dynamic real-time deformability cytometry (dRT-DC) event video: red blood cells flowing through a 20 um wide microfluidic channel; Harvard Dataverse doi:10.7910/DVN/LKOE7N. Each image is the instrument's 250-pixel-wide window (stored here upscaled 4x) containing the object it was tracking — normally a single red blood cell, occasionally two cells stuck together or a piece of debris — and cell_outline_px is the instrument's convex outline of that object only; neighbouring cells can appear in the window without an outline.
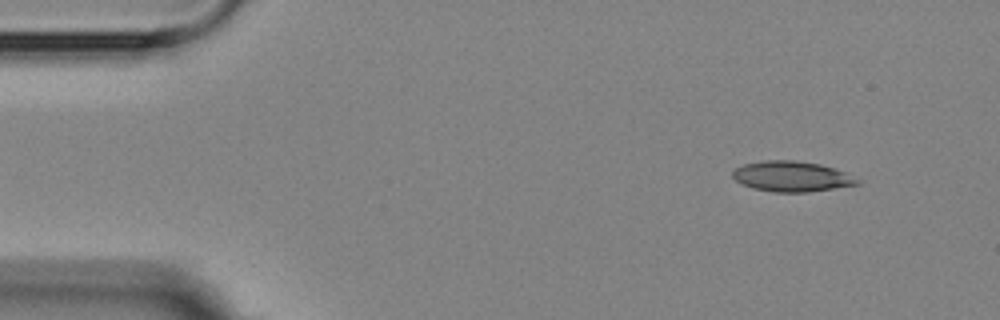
{"species": "Egyptian fruit bat (a non-hibernating species)", "species_latin": "Rousettus aegyptiacus", "temperature_condition": "room temperature", "stored_images_in_passage": 4, "camera_frame_rate_fps": 3000, "um_per_image_px": 0.085, "animal": {"sex": "female"}, "frame": {"image": 1, "passage_image": 1, "time_ms": 0.0, "image_size_px": [1000, 320], "cell_outline_px": [[860, 184], [808, 192], [776, 192], [752, 188], [736, 180], [732, 176], [732, 172], [736, 168], [744, 164], [764, 160], [792, 160], [820, 164], [844, 172], [860, 180]], "centroid_in_image_um": [67.29, 14.99], "position_along_channel_um": 17.7, "area_um2": 21.85}}